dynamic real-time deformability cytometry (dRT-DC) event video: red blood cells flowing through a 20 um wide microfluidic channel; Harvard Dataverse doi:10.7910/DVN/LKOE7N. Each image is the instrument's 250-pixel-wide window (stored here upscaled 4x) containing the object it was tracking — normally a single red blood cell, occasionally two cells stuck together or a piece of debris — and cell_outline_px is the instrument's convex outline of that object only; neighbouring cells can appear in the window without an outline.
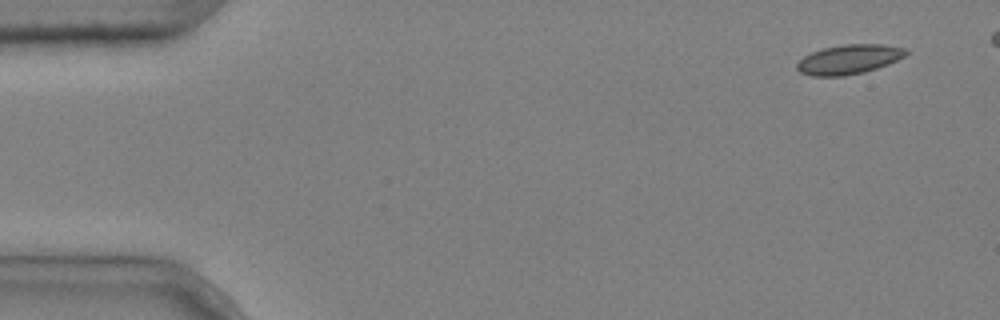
{"species": "common noctule bat (a hibernating species)", "species_latin": "Nyctalus noctula", "temperature_condition": "cold", "stored_images_in_passage": 5, "camera_frame_rate_fps": 3000, "um_per_image_px": 0.085, "animal": {"sex": "male", "body_mass_g": 20.4}, "frame": {"image": 1, "passage_image": 1, "time_ms": 0.0, "image_size_px": [1000, 320], "cell_outline_px": [[908, 52], [904, 56], [888, 64], [864, 72], [844, 76], [812, 76], [800, 72], [796, 68], [796, 64], [804, 56], [812, 52], [824, 48], [844, 44], [884, 44], [904, 48]], "centroid_in_image_um": [72.14, 5.05], "position_along_channel_um": 12.9, "area_um2": 18.61}}